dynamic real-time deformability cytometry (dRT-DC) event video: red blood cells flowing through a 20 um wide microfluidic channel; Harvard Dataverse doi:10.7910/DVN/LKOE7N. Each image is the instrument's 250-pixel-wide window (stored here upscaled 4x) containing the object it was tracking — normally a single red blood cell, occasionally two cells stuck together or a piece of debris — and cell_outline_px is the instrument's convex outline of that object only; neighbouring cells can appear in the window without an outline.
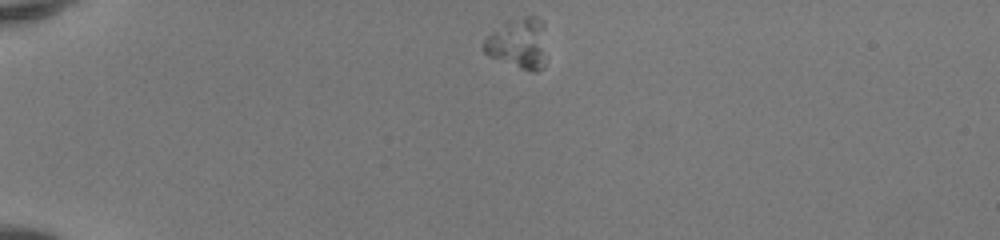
{"species": "human", "species_latin": "Homo sapiens", "temperature_condition": "room temperature", "stored_images_in_passage": 39, "camera_frame_rate_fps": 3000, "um_per_image_px": 0.085, "donor": {"sex": "female"}, "frame": {"image": 1, "passage_image": 1, "time_ms": 0.0, "image_size_px": [1000, 240], "cell_outline_px": [[544, 68], [536, 72], [532, 72], [520, 68], [488, 56], [484, 52], [484, 40], [492, 32], [508, 20], [524, 16], [536, 16], [544, 20]], "centroid_in_image_um": [44.08, 3.68], "position_along_channel_um": 40.9, "area_um2": 18.5}}
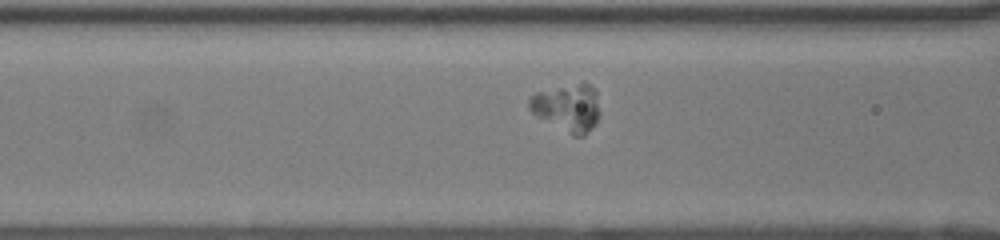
{"frame": {"image": 2, "passage_image": 11, "time_ms": 3.333, "image_size_px": [1000, 240], "cell_outline_px": [[600, 112], [596, 124], [584, 136], [572, 136], [532, 112], [528, 108], [528, 100], [536, 92], [584, 80], [596, 88]], "centroid_in_image_um": [48.29, 9.11], "position_along_channel_um": 118.3, "area_um2": 19.94}}
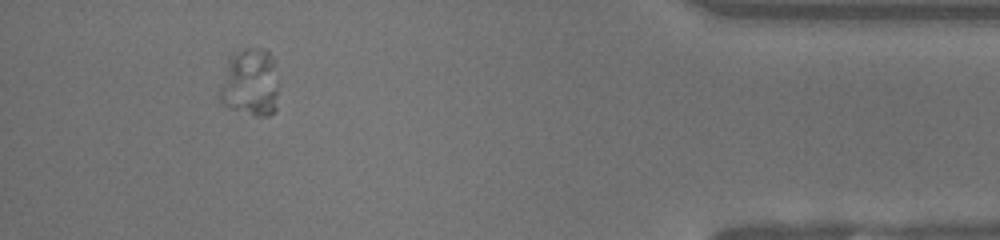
{"frame": {"image": 3, "passage_image": 36, "time_ms": 11.667, "image_size_px": [1000, 240], "cell_outline_px": [[276, 108], [268, 116], [256, 116], [228, 108], [220, 104], [220, 88], [228, 56], [232, 52], [244, 48], [268, 48], [272, 60], [276, 84]], "centroid_in_image_um": [21.21, 7.0], "position_along_channel_um": 414.0, "area_um2": 23.29}}